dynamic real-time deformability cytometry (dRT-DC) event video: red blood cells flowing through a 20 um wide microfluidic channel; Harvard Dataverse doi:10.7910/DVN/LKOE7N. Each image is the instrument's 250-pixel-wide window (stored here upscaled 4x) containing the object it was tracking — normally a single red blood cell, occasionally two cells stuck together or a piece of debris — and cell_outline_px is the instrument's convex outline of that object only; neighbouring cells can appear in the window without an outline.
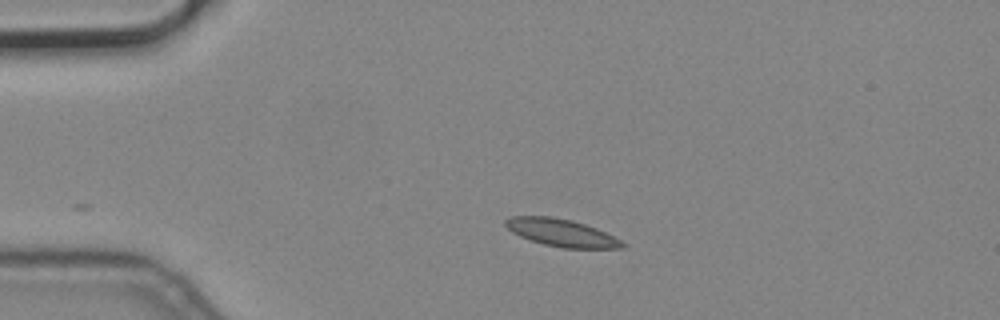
{"species": "common noctule bat (a hibernating species)", "species_latin": "Nyctalus noctula", "temperature_condition": "cold", "stored_images_in_passage": 2, "camera_frame_rate_fps": 3000, "um_per_image_px": 0.085, "animal": {"sex": "male", "body_mass_g": 19.2, "forearm_length_mm": 51.8}, "frame": {"image": 1, "passage_image": 1, "time_ms": 0.0, "image_size_px": [1000, 320], "cell_outline_px": [[628, 244], [624, 248], [560, 248], [544, 244], [520, 236], [512, 232], [504, 224], [504, 220], [512, 216], [552, 216], [572, 220], [596, 228]], "centroid_in_image_um": [47.72, 19.78], "position_along_channel_um": 37.3, "area_um2": 18.61}}